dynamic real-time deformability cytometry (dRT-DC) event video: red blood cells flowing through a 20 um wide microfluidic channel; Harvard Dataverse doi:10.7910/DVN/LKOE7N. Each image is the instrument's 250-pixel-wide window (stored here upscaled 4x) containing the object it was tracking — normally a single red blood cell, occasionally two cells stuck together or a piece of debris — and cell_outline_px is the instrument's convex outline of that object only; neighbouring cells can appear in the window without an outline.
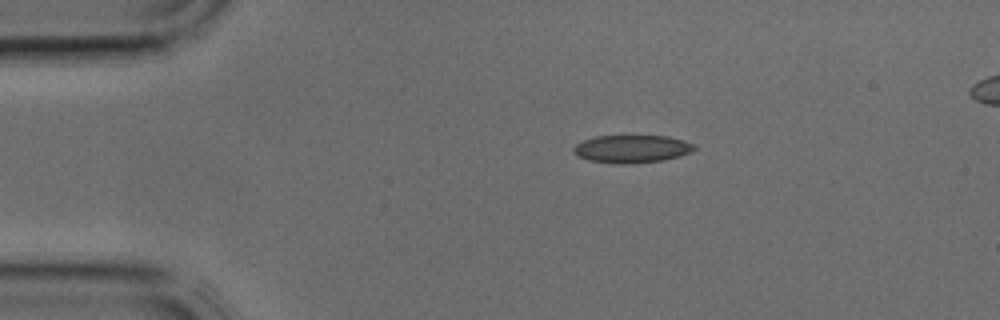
{"species": "common noctule bat (a hibernating species)", "species_latin": "Nyctalus noctula", "temperature_condition": "cold", "stored_images_in_passage": 34, "segment_of_instrument_passage": [1, 2], "camera_frame_rate_fps": 3000, "um_per_image_px": 0.085, "animal": {"sex": "male", "body_mass_g": 17.9, "forearm_length_mm": 54.2}, "frame": {"image": 1, "passage_image": 1, "time_ms": 0.0, "image_size_px": [1000, 320], "cell_outline_px": [[696, 148], [692, 152], [680, 156], [664, 160], [628, 164], [616, 164], [588, 160], [580, 156], [572, 148], [576, 144], [584, 140], [596, 136], [668, 136], [684, 140], [696, 144]], "centroid_in_image_um": [53.77, 12.66], "position_along_channel_um": 31.2, "area_um2": 19.59}}
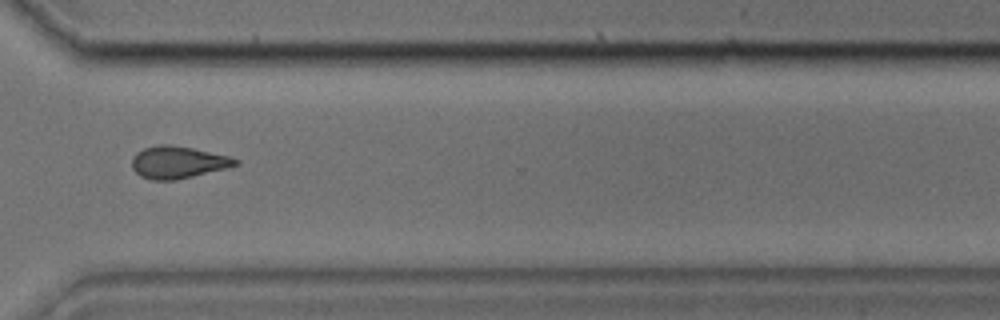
{"frame": {"image": 2, "passage_image": 23, "time_ms": 7.333, "image_size_px": [1000, 320], "cell_outline_px": [[240, 164], [176, 180], [152, 180], [140, 176], [132, 168], [132, 160], [136, 152], [144, 148], [160, 144], [172, 144], [192, 148], [228, 156], [240, 160]], "centroid_in_image_um": [15.09, 13.79], "position_along_channel_um": 355.5, "area_um2": 19.25}}
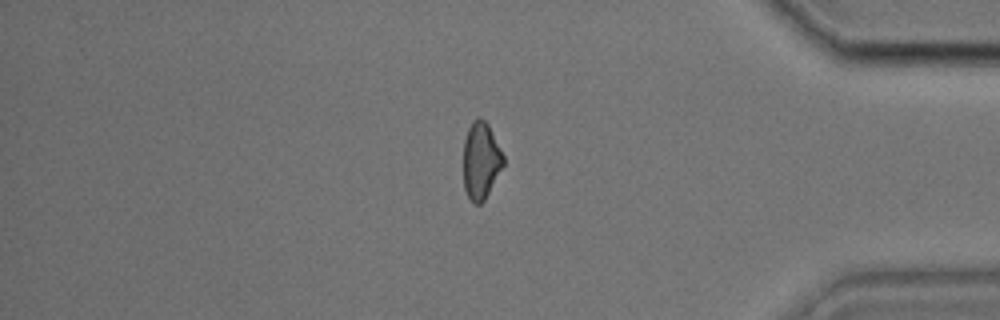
{"frame": {"image": 3, "passage_image": 27, "time_ms": 8.667, "image_size_px": [1000, 320], "cell_outline_px": [[504, 164], [484, 200], [480, 204], [472, 204], [464, 188], [464, 140], [468, 128], [472, 120], [476, 116], [480, 116], [488, 124], [504, 156]], "centroid_in_image_um": [40.87, 13.63], "position_along_channel_um": 394.3, "area_um2": 17.92}}